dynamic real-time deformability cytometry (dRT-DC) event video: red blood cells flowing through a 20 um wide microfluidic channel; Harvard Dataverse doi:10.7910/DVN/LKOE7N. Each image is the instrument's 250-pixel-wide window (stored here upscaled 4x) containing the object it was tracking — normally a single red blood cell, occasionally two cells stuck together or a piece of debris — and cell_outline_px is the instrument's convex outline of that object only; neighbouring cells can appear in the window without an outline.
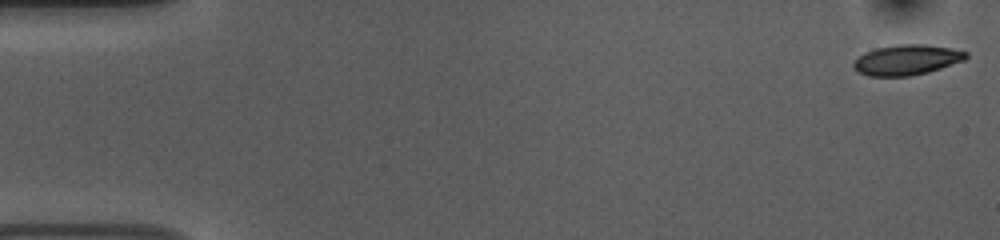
{"species": "common noctule bat (a hibernating species)", "species_latin": "Nyctalus noctula", "temperature_condition": "room temperature", "stored_images_in_passage": 54, "camera_frame_rate_fps": 3000, "um_per_image_px": 0.085, "animal": {"sex": "female", "body_mass_g": 10.0, "forearm_length_mm": 53.1}, "frame": {"image": 1, "passage_image": 1, "time_ms": 0.0, "image_size_px": [1000, 240], "cell_outline_px": [[968, 56], [964, 60], [928, 72], [908, 76], [868, 76], [852, 68], [852, 64], [864, 52], [876, 48], [900, 44], [928, 44], [952, 48], [968, 52]], "centroid_in_image_um": [77.08, 5.08], "position_along_channel_um": 7.9, "area_um2": 19.83}}
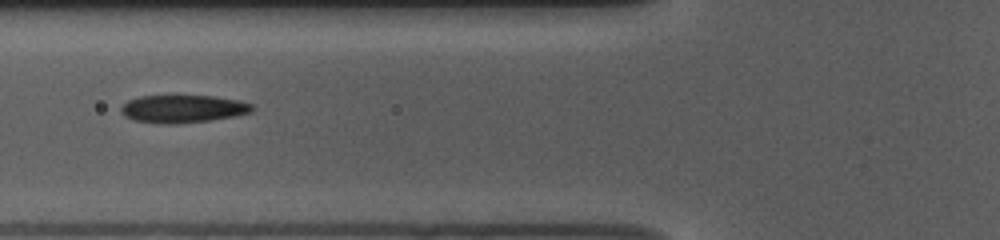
{"frame": {"image": 2, "passage_image": 20, "time_ms": 6.333, "image_size_px": [1000, 240], "cell_outline_px": [[256, 108], [252, 112], [232, 116], [208, 120], [176, 124], [160, 124], [136, 120], [124, 116], [120, 112], [120, 108], [128, 100], [140, 96], [212, 96], [240, 100], [252, 104]], "centroid_in_image_um": [15.55, 9.25], "position_along_channel_um": 110.3, "area_um2": 21.15}}
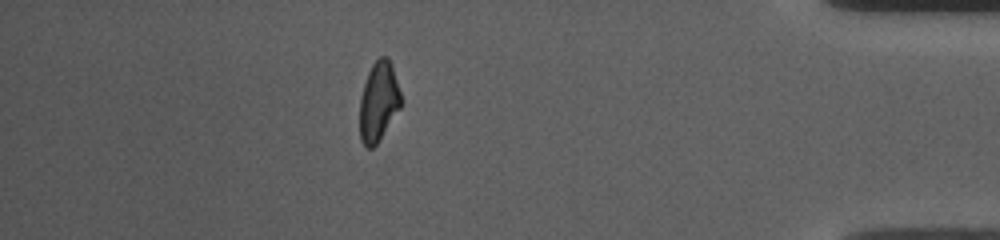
{"frame": {"image": 3, "passage_image": 47, "time_ms": 15.333, "image_size_px": [1000, 240], "cell_outline_px": [[400, 108], [376, 144], [372, 148], [368, 148], [360, 140], [360, 96], [368, 72], [372, 64], [380, 56], [388, 56], [392, 64], [400, 92]], "centroid_in_image_um": [32.17, 8.6], "position_along_channel_um": 403.0, "area_um2": 18.9}}